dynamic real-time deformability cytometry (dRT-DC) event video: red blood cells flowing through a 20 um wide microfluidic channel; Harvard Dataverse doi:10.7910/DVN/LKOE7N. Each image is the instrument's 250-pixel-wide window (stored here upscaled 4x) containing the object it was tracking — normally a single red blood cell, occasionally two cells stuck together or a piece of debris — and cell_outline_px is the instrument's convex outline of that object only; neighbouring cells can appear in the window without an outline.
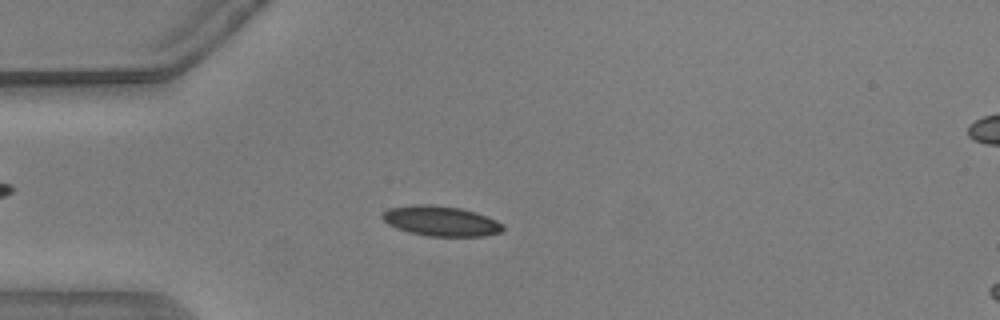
{"species": "common noctule bat (a hibernating species)", "species_latin": "Nyctalus noctula", "temperature_condition": "warm", "stored_images_in_passage": 55, "camera_frame_rate_fps": 3000, "um_per_image_px": 0.085, "animal": {"sex": "male", "body_mass_g": 20.5, "forearm_length_mm": 52.5}, "frame": {"image": 1, "passage_image": 15, "time_ms": 4.667, "image_size_px": [1000, 320], "cell_outline_px": [[504, 228], [500, 232], [484, 236], [428, 236], [408, 232], [396, 228], [388, 224], [380, 216], [388, 208], [412, 204], [432, 204], [460, 208], [476, 212], [496, 220], [504, 224]], "centroid_in_image_um": [37.46, 18.78], "position_along_channel_um": 47.5, "area_um2": 21.27}}
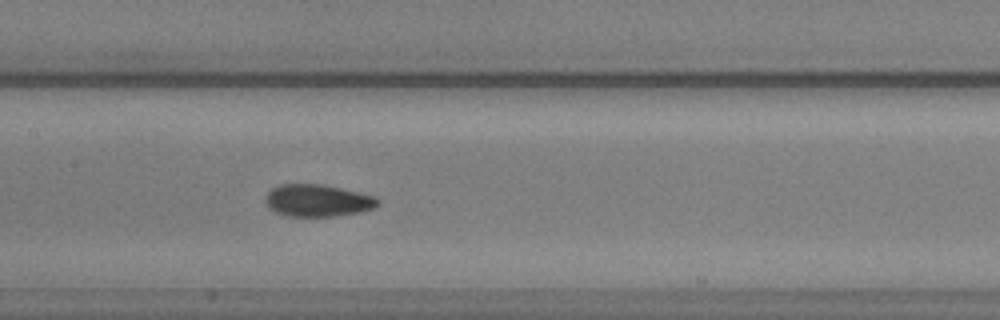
{"frame": {"image": 2, "passage_image": 27, "time_ms": 8.667, "image_size_px": [1000, 320], "cell_outline_px": [[380, 204], [372, 208], [360, 212], [332, 216], [284, 216], [268, 208], [264, 200], [268, 192], [272, 188], [280, 184], [320, 184], [360, 192], [372, 196], [380, 200]], "centroid_in_image_um": [26.96, 17.04], "position_along_channel_um": 180.4, "area_um2": 21.04}}
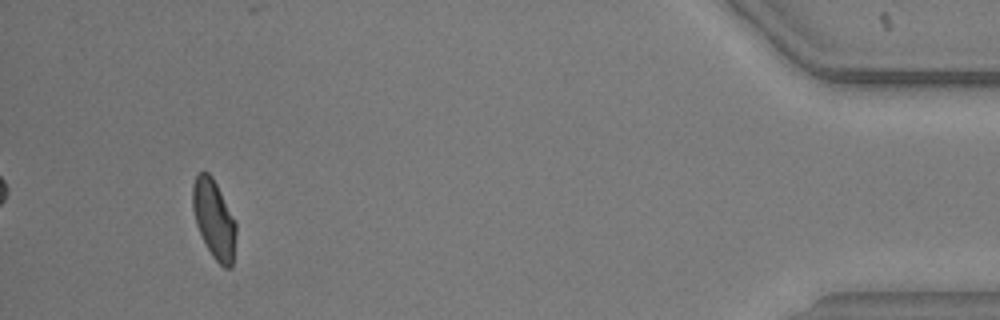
{"frame": {"image": 3, "passage_image": 52, "time_ms": 17.0, "image_size_px": [1000, 320], "cell_outline_px": [[236, 232], [232, 268], [224, 268], [212, 256], [196, 224], [192, 208], [192, 184], [196, 176], [200, 172], [208, 172], [212, 176], [236, 224]], "centroid_in_image_um": [18.17, 18.63], "position_along_channel_um": 417.0, "area_um2": 19.54}, "authors_computed_cell_mechanics": {"area_um2": 20.2878, "velocity_mm_per_s": 3.6735, "shape_relaxation_time_tau1_ms": 5.3455, "shape_relaxation_time_tau2_ms": 1.6563, "deformation_change_tau1": 0.1513, "deformation_change_tau2": 0.0604}}